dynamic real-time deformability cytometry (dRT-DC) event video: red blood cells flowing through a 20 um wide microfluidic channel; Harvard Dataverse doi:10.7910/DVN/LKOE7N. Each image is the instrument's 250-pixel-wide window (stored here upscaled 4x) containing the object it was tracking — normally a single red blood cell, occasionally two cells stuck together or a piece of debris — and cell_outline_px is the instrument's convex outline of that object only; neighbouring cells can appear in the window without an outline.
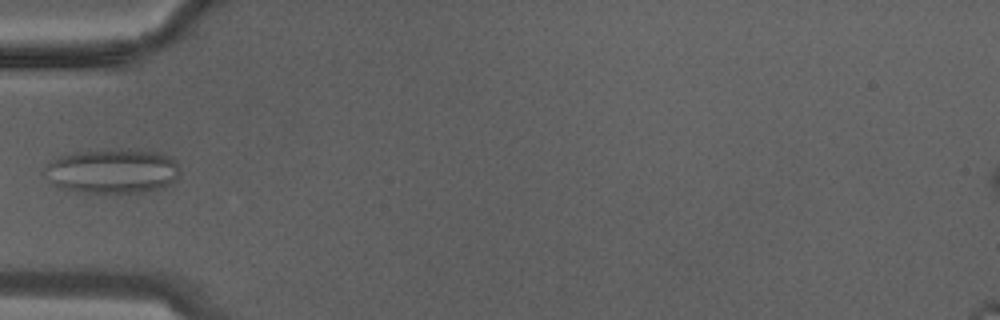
{"species": "Egyptian fruit bat (a non-hibernating species)", "species_latin": "Rousettus aegyptiacus", "temperature_condition": "warm", "stored_images_in_passage": 6, "camera_frame_rate_fps": 3000, "um_per_image_px": 0.085, "animal": {"sex": "male"}, "frame": {"image": 1, "passage_image": 5, "time_ms": 1.333, "image_size_px": [1000, 320], "cell_outline_px": [[180, 172], [168, 184], [160, 188], [144, 192], [76, 192], [60, 188], [52, 184], [40, 172], [56, 156], [76, 152], [112, 148], [148, 148], [164, 152], [176, 164]], "centroid_in_image_um": [9.5, 14.5], "position_along_channel_um": 75.5, "area_um2": 36.01}}